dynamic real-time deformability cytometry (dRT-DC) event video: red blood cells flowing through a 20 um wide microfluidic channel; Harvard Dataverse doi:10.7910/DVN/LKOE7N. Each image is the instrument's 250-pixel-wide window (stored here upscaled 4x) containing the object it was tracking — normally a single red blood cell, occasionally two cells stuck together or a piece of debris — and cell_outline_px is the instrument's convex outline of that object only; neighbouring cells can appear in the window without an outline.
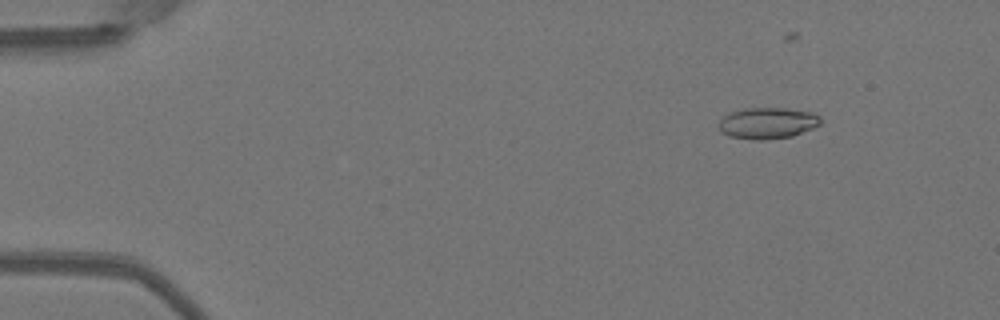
{"species": "Egyptian fruit bat (a non-hibernating species)", "species_latin": "Rousettus aegyptiacus", "temperature_condition": "warm", "stored_images_in_passage": 20, "camera_frame_rate_fps": 3000, "um_per_image_px": 0.085, "animal": {"sex": "female"}, "frame": {"image": 1, "passage_image": 4, "time_ms": 1.0, "image_size_px": [1000, 320], "cell_outline_px": [[820, 124], [812, 128], [792, 136], [764, 140], [752, 140], [728, 136], [720, 132], [716, 124], [724, 116], [732, 112], [744, 108], [784, 108], [812, 112], [820, 116]], "centroid_in_image_um": [65.19, 10.47], "position_along_channel_um": 19.8, "area_um2": 18.67}}
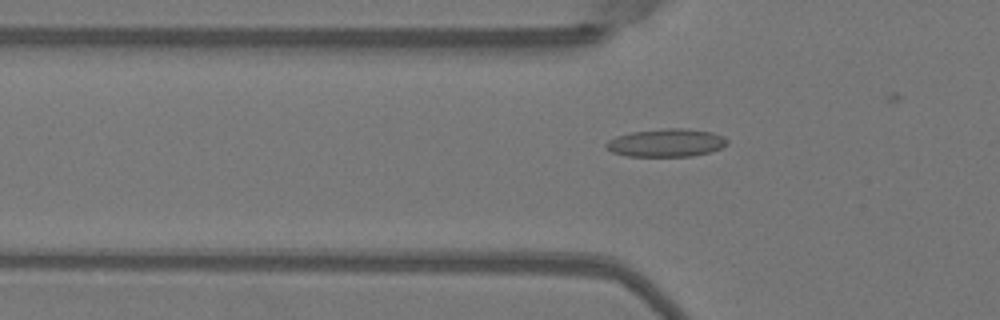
{"frame": {"image": 2, "passage_image": 15, "time_ms": 4.667, "image_size_px": [1000, 320], "cell_outline_px": [[728, 144], [720, 148], [708, 152], [692, 156], [628, 156], [612, 152], [604, 148], [604, 144], [608, 140], [616, 136], [632, 132], [664, 128], [684, 128], [712, 132], [724, 136], [728, 140]], "centroid_in_image_um": [56.61, 12.13], "position_along_channel_um": 69.2, "area_um2": 19.83}}
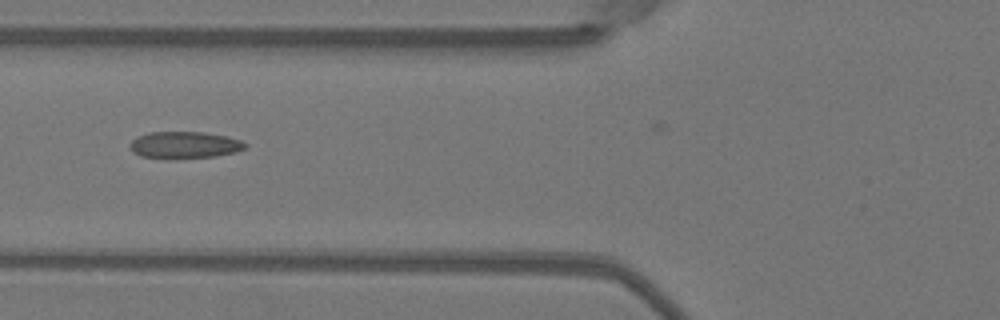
{"frame": {"image": 3, "passage_image": 18, "time_ms": 5.667, "image_size_px": [1000, 320], "cell_outline_px": [[248, 144], [244, 148], [236, 152], [216, 156], [176, 160], [168, 160], [140, 156], [132, 152], [128, 144], [132, 140], [148, 132], [204, 132], [228, 136], [240, 140]], "centroid_in_image_um": [15.66, 12.35], "position_along_channel_um": 110.1, "area_um2": 18.55}}